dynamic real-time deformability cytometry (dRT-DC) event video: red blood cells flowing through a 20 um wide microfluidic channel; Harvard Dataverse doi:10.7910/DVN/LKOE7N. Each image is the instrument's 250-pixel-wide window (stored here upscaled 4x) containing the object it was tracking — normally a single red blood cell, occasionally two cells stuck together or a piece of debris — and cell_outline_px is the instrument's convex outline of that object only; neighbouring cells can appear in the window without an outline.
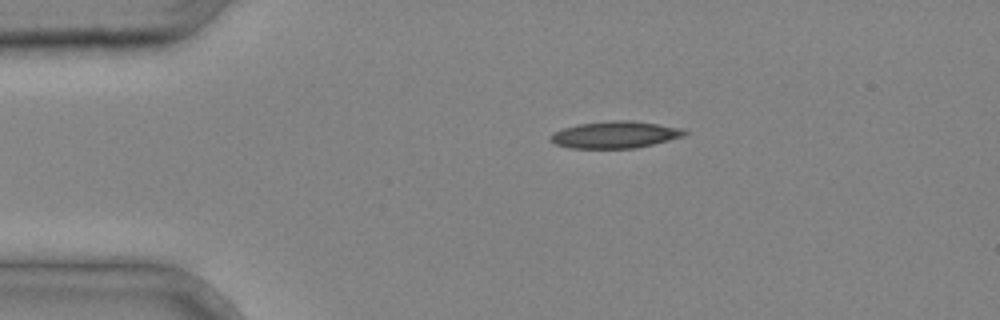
{"species": "common noctule bat (a hibernating species)", "species_latin": "Nyctalus noctula", "temperature_condition": "cold", "stored_images_in_passage": 3, "camera_frame_rate_fps": 3000, "um_per_image_px": 0.085, "animal": {"sex": "male", "body_mass_g": 20.4}, "frame": {"image": 1, "passage_image": 1, "time_ms": 0.0, "image_size_px": [1000, 320], "cell_outline_px": [[688, 132], [684, 136], [636, 148], [568, 148], [556, 144], [552, 140], [552, 132], [564, 128], [580, 124], [612, 120], [632, 120], [680, 128]], "centroid_in_image_um": [52.28, 11.45], "position_along_channel_um": 32.7, "area_um2": 20.69}}